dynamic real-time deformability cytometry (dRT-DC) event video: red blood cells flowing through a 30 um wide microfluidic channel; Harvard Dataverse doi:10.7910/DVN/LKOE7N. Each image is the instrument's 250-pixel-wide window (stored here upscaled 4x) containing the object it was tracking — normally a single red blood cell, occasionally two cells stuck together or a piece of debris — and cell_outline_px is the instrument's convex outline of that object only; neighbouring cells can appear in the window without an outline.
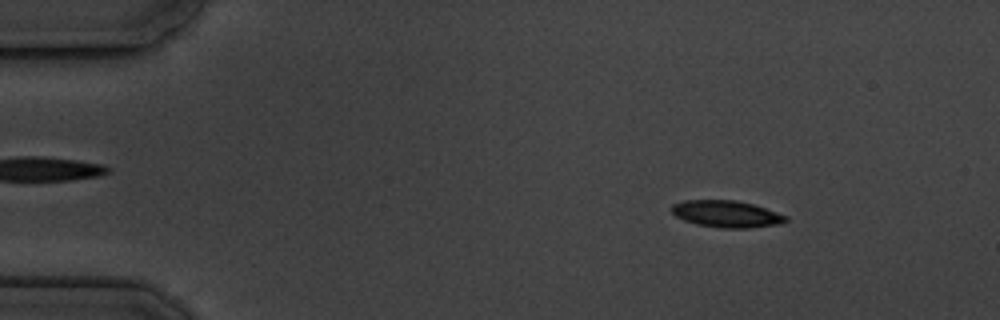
{"species": "common noctule bat (a hibernating species)", "species_latin": "Nyctalus noctula", "temperature_condition": "cold", "stored_images_in_passage": 6, "camera_frame_rate_fps": 3000, "um_per_image_px": 0.085, "animal": {"sex": "male", "body_mass_g": 19.5, "forearm_length_mm": 54.6}, "frame": {"image": 1, "passage_image": 1, "time_ms": 0.0, "image_size_px": [1000, 320], "cell_outline_px": [[788, 220], [780, 224], [748, 228], [720, 228], [696, 224], [684, 220], [676, 216], [672, 212], [672, 204], [684, 200], [736, 200], [752, 204], [788, 216]], "centroid_in_image_um": [61.75, 18.19], "position_along_channel_um": 23.3, "area_um2": 17.8}}
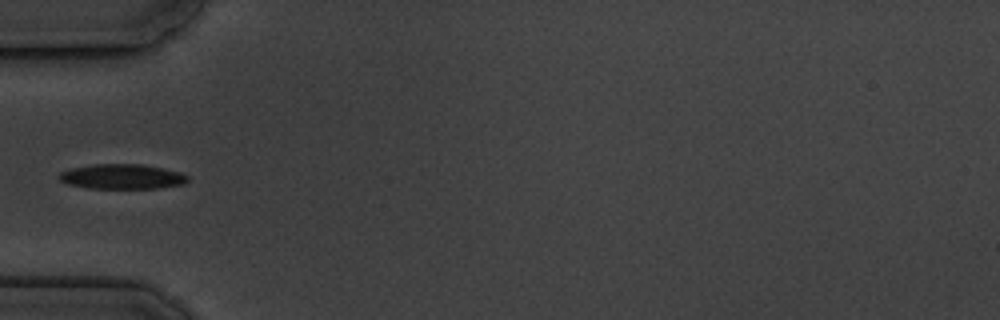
{"frame": {"image": 2, "passage_image": 4, "time_ms": 3.667, "image_size_px": [1000, 320], "cell_outline_px": [[188, 180], [184, 184], [156, 188], [88, 188], [68, 184], [60, 180], [56, 176], [60, 172], [72, 168], [92, 164], [140, 164], [180, 172], [188, 176]], "centroid_in_image_um": [10.34, 15.01], "position_along_channel_um": 74.7, "area_um2": 18.55}}